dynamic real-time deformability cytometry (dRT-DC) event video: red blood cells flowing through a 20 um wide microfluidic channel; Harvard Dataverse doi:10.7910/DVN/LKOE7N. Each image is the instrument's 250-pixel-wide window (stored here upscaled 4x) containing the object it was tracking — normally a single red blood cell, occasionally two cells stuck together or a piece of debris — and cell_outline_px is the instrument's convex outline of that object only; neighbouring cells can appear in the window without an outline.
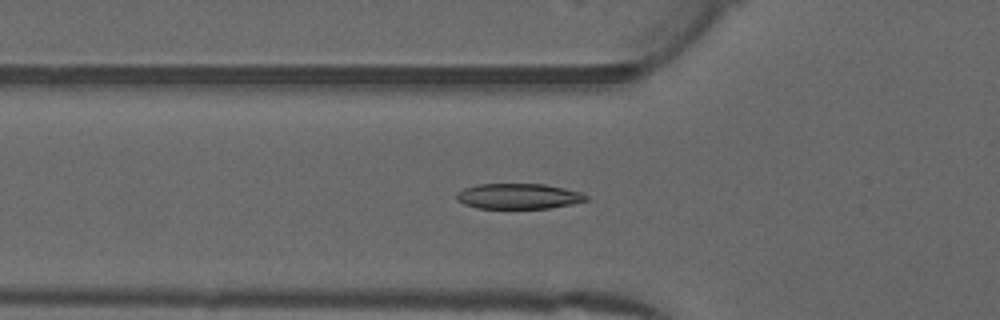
{"species": "common noctule bat (a hibernating species)", "species_latin": "Nyctalus noctula", "temperature_condition": "warm", "stored_images_in_passage": 46, "camera_frame_rate_fps": 3000, "um_per_image_px": 0.085, "animal": {"sex": "male", "forearm_length_mm": 52.5}, "frame": {"image": 1, "passage_image": 12, "time_ms": 3.667, "image_size_px": [1000, 320], "cell_outline_px": [[588, 200], [572, 204], [548, 208], [476, 208], [464, 204], [456, 200], [456, 192], [464, 188], [476, 184], [544, 184], [564, 188], [580, 192], [588, 196]], "centroid_in_image_um": [44.04, 16.67], "position_along_channel_um": 81.8, "area_um2": 19.25}}
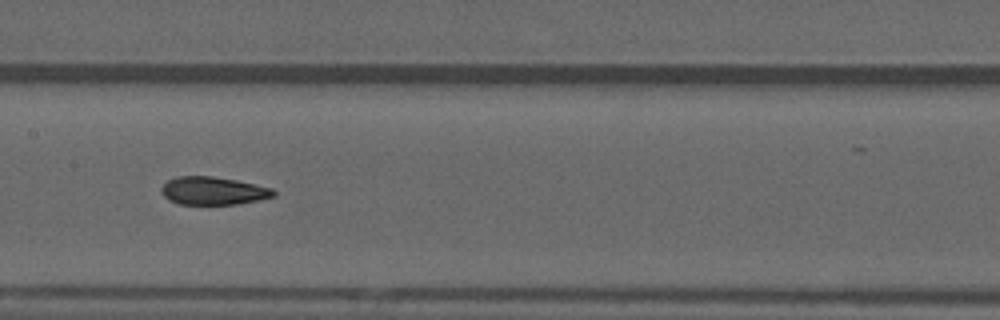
{"frame": {"image": 2, "passage_image": 20, "time_ms": 6.333, "image_size_px": [1000, 320], "cell_outline_px": [[276, 196], [240, 204], [180, 204], [168, 200], [160, 192], [160, 188], [168, 180], [176, 176], [212, 176], [236, 180], [256, 184], [272, 188], [276, 192]], "centroid_in_image_um": [18.12, 16.22], "position_along_channel_um": 189.3, "area_um2": 18.44}}
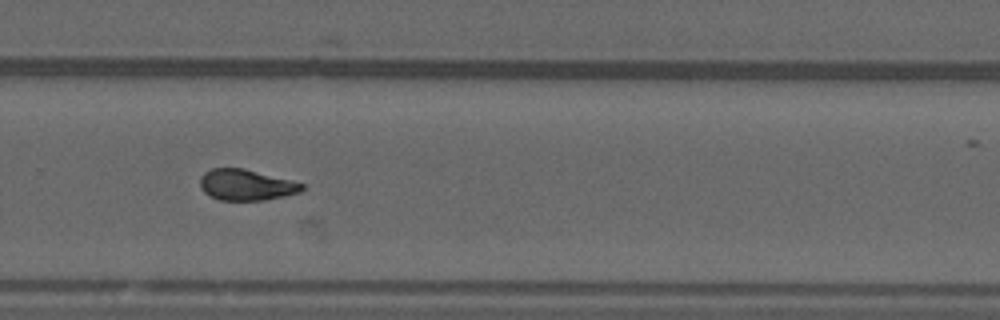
{"frame": {"image": 3, "passage_image": 29, "time_ms": 9.333, "image_size_px": [1000, 320], "cell_outline_px": [[304, 188], [300, 192], [284, 196], [264, 200], [220, 200], [204, 192], [200, 188], [200, 176], [204, 172], [212, 168], [244, 168], [292, 180], [304, 184]], "centroid_in_image_um": [20.92, 15.71], "position_along_channel_um": 308.9, "area_um2": 18.44}, "authors_computed_cell_mechanics": {"area_um2": 19.074, "velocity_mm_per_s": 4.0075, "shape_relaxation_time_tau1_ms": 5.559, "shape_relaxation_time_tau2_ms": 1.7655, "deformation_change_tau1": 0.1867, "deformation_change_tau2": 0.0802}}